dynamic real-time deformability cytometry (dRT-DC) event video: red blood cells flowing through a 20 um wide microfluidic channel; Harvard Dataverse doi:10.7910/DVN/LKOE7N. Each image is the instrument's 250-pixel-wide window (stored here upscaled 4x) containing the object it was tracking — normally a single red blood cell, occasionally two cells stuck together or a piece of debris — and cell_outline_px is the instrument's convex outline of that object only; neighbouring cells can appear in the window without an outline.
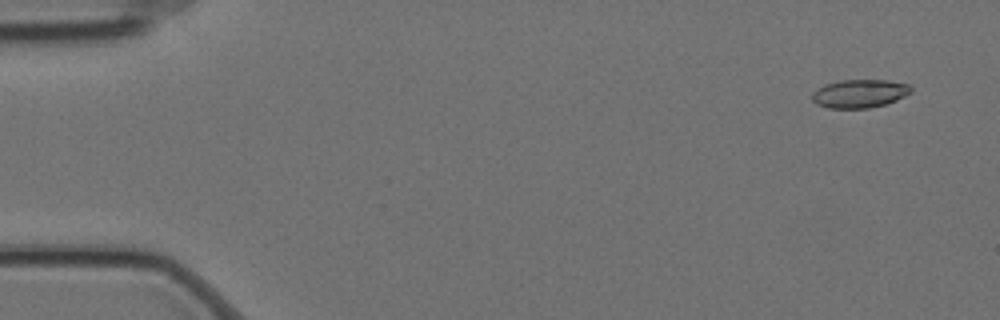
{"species": "Egyptian fruit bat (a non-hibernating species)", "species_latin": "Rousettus aegyptiacus", "temperature_condition": "cold", "stored_images_in_passage": 6, "camera_frame_rate_fps": 3000, "um_per_image_px": 0.085, "animal": {"sex": "female"}, "frame": {"image": 1, "passage_image": 1, "time_ms": 0.0, "image_size_px": [1000, 320], "cell_outline_px": [[912, 92], [896, 100], [884, 104], [868, 108], [828, 108], [816, 104], [812, 100], [812, 92], [816, 88], [824, 84], [840, 80], [888, 80], [908, 84], [912, 88]], "centroid_in_image_um": [73.03, 7.95], "position_along_channel_um": 12.0, "area_um2": 16.42}}
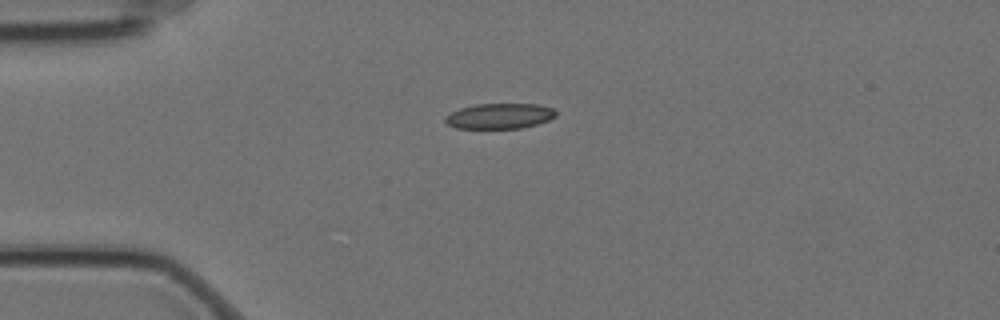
{"frame": {"image": 2, "passage_image": 4, "time_ms": 1.0, "image_size_px": [1000, 320], "cell_outline_px": [[556, 116], [548, 120], [536, 124], [520, 128], [456, 128], [448, 124], [444, 120], [444, 116], [460, 108], [476, 104], [536, 104], [556, 108]], "centroid_in_image_um": [42.47, 9.85], "position_along_channel_um": 42.5, "area_um2": 16.36}}
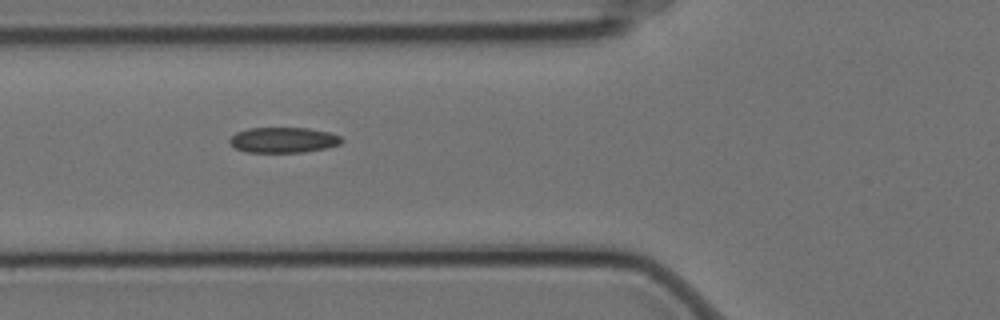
{"frame": {"image": 3, "passage_image": 6, "time_ms": 1.667, "image_size_px": [1000, 320], "cell_outline_px": [[344, 140], [340, 144], [324, 148], [304, 152], [244, 152], [236, 148], [228, 140], [236, 132], [248, 128], [308, 128], [328, 132], [340, 136]], "centroid_in_image_um": [24.08, 11.9], "position_along_channel_um": 101.7, "area_um2": 16.53}}